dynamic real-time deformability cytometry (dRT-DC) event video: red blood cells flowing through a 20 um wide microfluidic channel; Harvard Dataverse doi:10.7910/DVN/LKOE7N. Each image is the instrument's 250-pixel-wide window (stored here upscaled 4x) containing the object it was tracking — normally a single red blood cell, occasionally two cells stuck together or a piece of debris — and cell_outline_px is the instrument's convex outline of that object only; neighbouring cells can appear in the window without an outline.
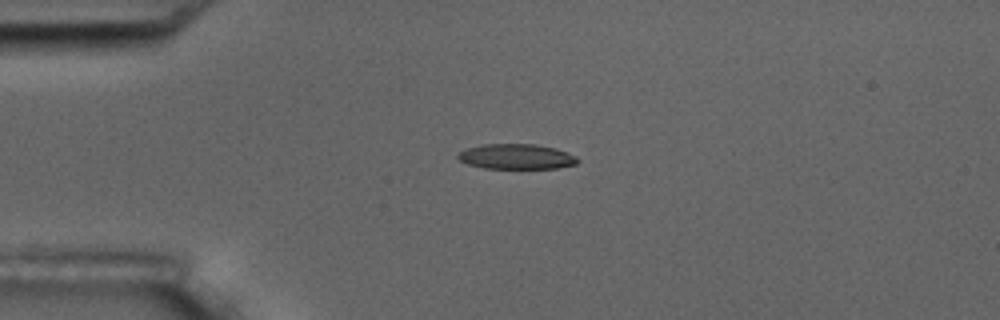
{"species": "common noctule bat (a hibernating species)", "species_latin": "Nyctalus noctula", "temperature_condition": "room temperature", "stored_images_in_passage": 4, "camera_frame_rate_fps": 3000, "um_per_image_px": 0.085, "animal": {"sex": "male", "body_mass_g": 17.5, "forearm_length_mm": 52.3}, "frame": {"image": 1, "passage_image": 3, "time_ms": 2.333, "image_size_px": [1000, 320], "cell_outline_px": [[580, 160], [576, 164], [556, 168], [484, 168], [468, 164], [460, 160], [456, 156], [464, 148], [480, 144], [536, 144], [556, 148], [576, 156]], "centroid_in_image_um": [43.88, 13.3], "position_along_channel_um": 41.1, "area_um2": 17.63}}